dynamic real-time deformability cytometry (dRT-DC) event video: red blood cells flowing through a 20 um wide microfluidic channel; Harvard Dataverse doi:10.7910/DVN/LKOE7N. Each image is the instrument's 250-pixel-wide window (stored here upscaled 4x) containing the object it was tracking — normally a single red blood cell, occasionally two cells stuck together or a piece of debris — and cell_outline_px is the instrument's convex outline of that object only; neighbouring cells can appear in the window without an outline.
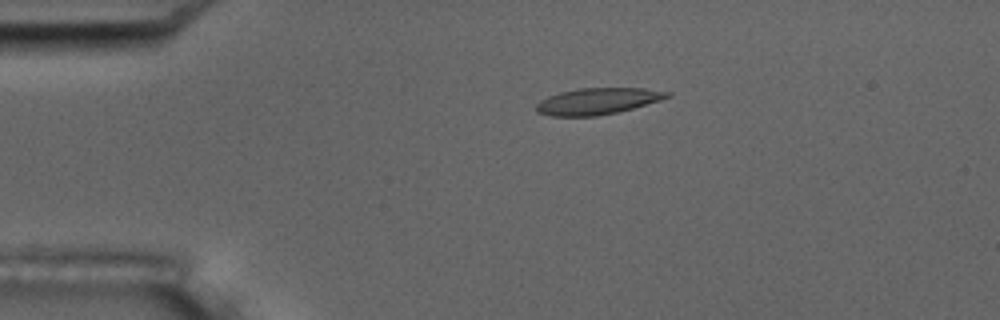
{"species": "common noctule bat (a hibernating species)", "species_latin": "Nyctalus noctula", "temperature_condition": "room temperature", "stored_images_in_passage": 54, "camera_frame_rate_fps": 3000, "um_per_image_px": 0.085, "animal": {"sex": "male", "body_mass_g": 17.5, "forearm_length_mm": 52.3}, "frame": {"image": 1, "passage_image": 11, "time_ms": 3.333, "image_size_px": [1000, 320], "cell_outline_px": [[672, 96], [660, 100], [632, 108], [616, 112], [596, 116], [552, 116], [536, 112], [536, 104], [540, 100], [548, 96], [560, 92], [580, 88], [644, 88], [672, 92]], "centroid_in_image_um": [50.79, 8.59], "position_along_channel_um": 34.2, "area_um2": 20.11}}
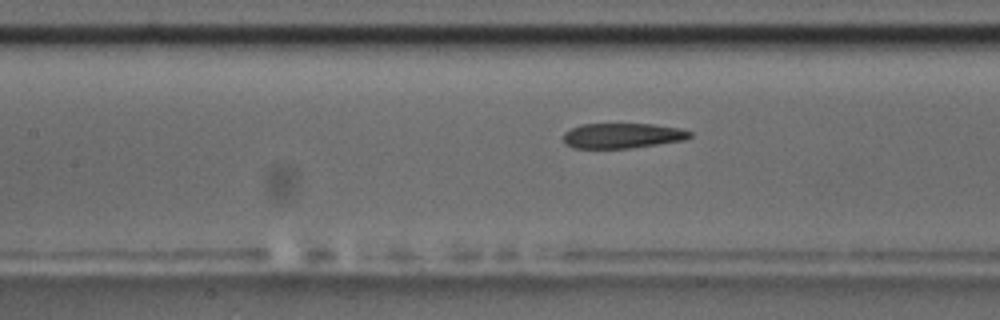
{"frame": {"image": 2, "passage_image": 24, "time_ms": 7.667, "image_size_px": [1000, 320], "cell_outline_px": [[692, 136], [684, 140], [628, 148], [576, 148], [564, 144], [564, 132], [580, 124], [652, 124], [680, 128], [692, 132]], "centroid_in_image_um": [52.89, 11.52], "position_along_channel_um": 154.5, "area_um2": 18.44}}
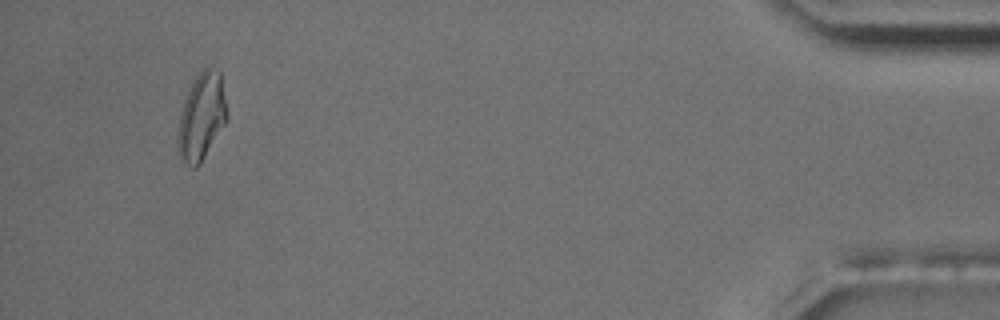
{"frame": {"image": 3, "passage_image": 51, "time_ms": 16.667, "image_size_px": [1000, 320], "cell_outline_px": [[228, 120], [200, 164], [196, 168], [192, 168], [180, 156], [176, 140], [180, 112], [184, 100], [196, 76], [204, 68], [208, 68], [220, 72], [228, 116]], "centroid_in_image_um": [17.13, 9.95], "position_along_channel_um": 418.1, "area_um2": 24.74}, "authors_computed_cell_mechanics": {"area_um2": 20.3167, "velocity_mm_per_s": 3.7248, "shape_relaxation_time_tau1_ms": 4.2726, "shape_relaxation_time_tau2_ms": 3.1304, "deformation_change_tau1": 0.1442, "deformation_change_tau2": 0.1141}}